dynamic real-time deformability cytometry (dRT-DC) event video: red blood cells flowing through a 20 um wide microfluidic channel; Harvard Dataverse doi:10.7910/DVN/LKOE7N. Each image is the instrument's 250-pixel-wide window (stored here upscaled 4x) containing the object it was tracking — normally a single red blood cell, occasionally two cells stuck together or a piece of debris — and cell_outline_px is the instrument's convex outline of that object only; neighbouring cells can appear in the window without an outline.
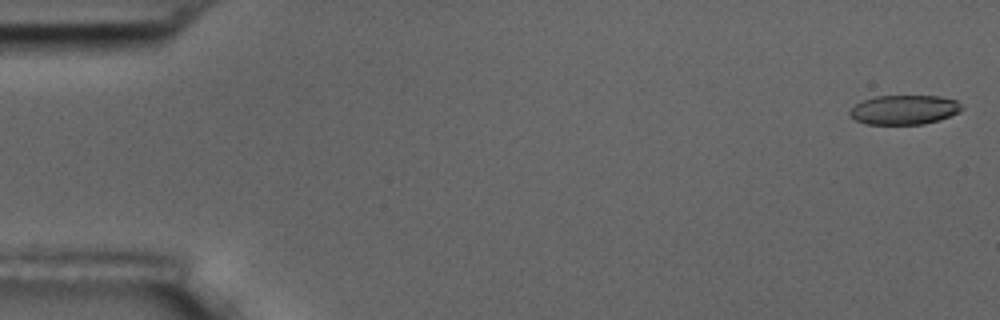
{"species": "common noctule bat (a hibernating species)", "species_latin": "Nyctalus noctula", "temperature_condition": "room temperature", "stored_images_in_passage": 15, "camera_frame_rate_fps": 3000, "um_per_image_px": 0.085, "animal": {"sex": "male", "body_mass_g": 17.5, "forearm_length_mm": 52.3}, "frame": {"image": 1, "passage_image": 1, "time_ms": 0.0, "image_size_px": [1000, 320], "cell_outline_px": [[964, 108], [960, 112], [940, 120], [924, 124], [864, 124], [856, 120], [848, 112], [856, 104], [864, 100], [876, 96], [940, 96], [956, 100]], "centroid_in_image_um": [76.89, 9.33], "position_along_channel_um": 8.1, "area_um2": 19.19}}
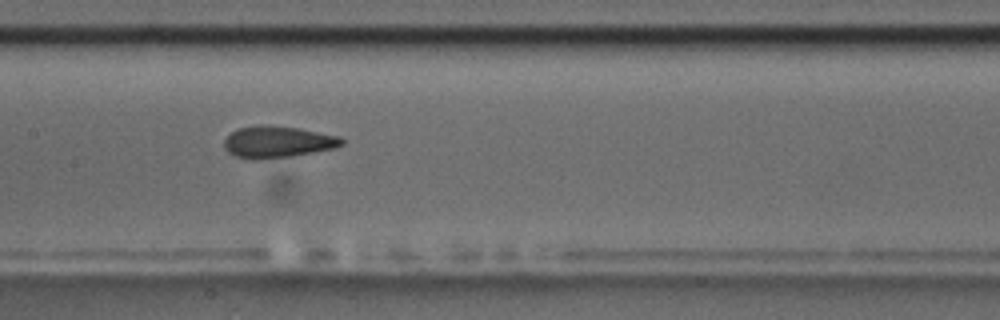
{"frame": {"image": 2, "passage_image": 8, "time_ms": 9.0, "image_size_px": [1000, 320], "cell_outline_px": [[344, 144], [336, 148], [292, 156], [256, 160], [252, 160], [236, 156], [228, 152], [224, 148], [224, 140], [232, 132], [240, 128], [264, 124], [296, 128], [340, 136], [344, 140]], "centroid_in_image_um": [23.61, 12.07], "position_along_channel_um": 183.8, "area_um2": 21.68}}
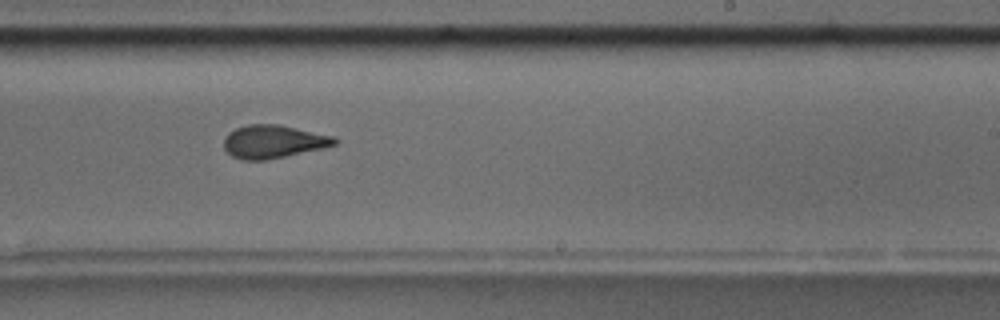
{"frame": {"image": 3, "passage_image": 10, "time_ms": 11.333, "image_size_px": [1000, 320], "cell_outline_px": [[340, 140], [336, 144], [324, 148], [268, 160], [240, 160], [232, 156], [224, 148], [224, 136], [228, 132], [236, 128], [248, 124], [276, 124], [336, 136]], "centroid_in_image_um": [23.25, 12.04], "position_along_channel_um": 265.8, "area_um2": 21.62}, "authors_computed_cell_mechanics": {"area_um2": 21.675, "velocity_mm_per_s": 3.527, "shape_relaxation_time_tau1_ms": 6.2792, "shape_relaxation_time_tau2_ms": 1.6361, "deformation_change_tau1": 0.158, "deformation_change_tau2": 0.0546}}